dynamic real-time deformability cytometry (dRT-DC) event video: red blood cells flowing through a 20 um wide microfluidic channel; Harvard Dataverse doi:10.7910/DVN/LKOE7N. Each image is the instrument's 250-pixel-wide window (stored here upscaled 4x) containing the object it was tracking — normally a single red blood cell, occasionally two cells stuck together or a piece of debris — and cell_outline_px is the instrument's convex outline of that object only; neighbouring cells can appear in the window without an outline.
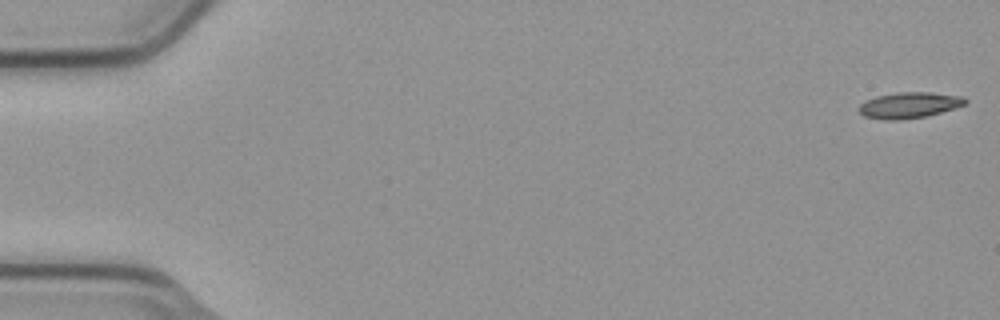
{"species": "common noctule bat (a hibernating species)", "species_latin": "Nyctalus noctula", "temperature_condition": "cold", "stored_images_in_passage": 55, "camera_frame_rate_fps": 3000, "um_per_image_px": 0.085, "animal": {"sex": "male", "body_mass_g": 23.1, "forearm_length_mm": 52.7}, "frame": {"image": 1, "passage_image": 1, "time_ms": 0.0, "image_size_px": [1000, 320], "cell_outline_px": [[968, 100], [964, 104], [940, 112], [924, 116], [900, 120], [884, 120], [864, 116], [856, 108], [864, 100], [876, 96], [896, 92], [928, 92], [964, 96]], "centroid_in_image_um": [77.22, 8.93], "position_along_channel_um": 7.8, "area_um2": 16.07}}
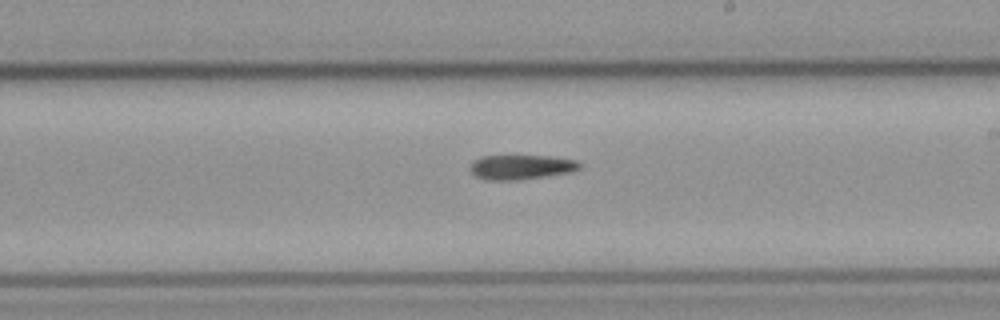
{"frame": {"image": 2, "passage_image": 32, "time_ms": 10.333, "image_size_px": [1000, 320], "cell_outline_px": [[580, 168], [572, 172], [516, 180], [488, 180], [476, 176], [468, 168], [472, 160], [480, 156], [552, 156], [576, 160], [580, 164]], "centroid_in_image_um": [44.26, 14.19], "position_along_channel_um": 244.7, "area_um2": 15.72}}
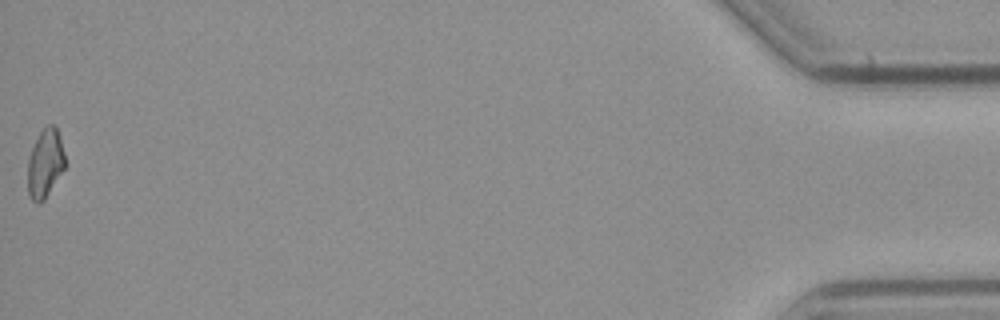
{"frame": {"image": 3, "passage_image": 55, "time_ms": 18.0, "image_size_px": [1000, 320], "cell_outline_px": [[64, 168], [44, 200], [40, 204], [36, 204], [32, 200], [28, 192], [28, 156], [40, 132], [48, 124], [52, 124], [56, 128], [64, 152]], "centroid_in_image_um": [3.81, 13.92], "position_along_channel_um": 431.4, "area_um2": 14.62}}